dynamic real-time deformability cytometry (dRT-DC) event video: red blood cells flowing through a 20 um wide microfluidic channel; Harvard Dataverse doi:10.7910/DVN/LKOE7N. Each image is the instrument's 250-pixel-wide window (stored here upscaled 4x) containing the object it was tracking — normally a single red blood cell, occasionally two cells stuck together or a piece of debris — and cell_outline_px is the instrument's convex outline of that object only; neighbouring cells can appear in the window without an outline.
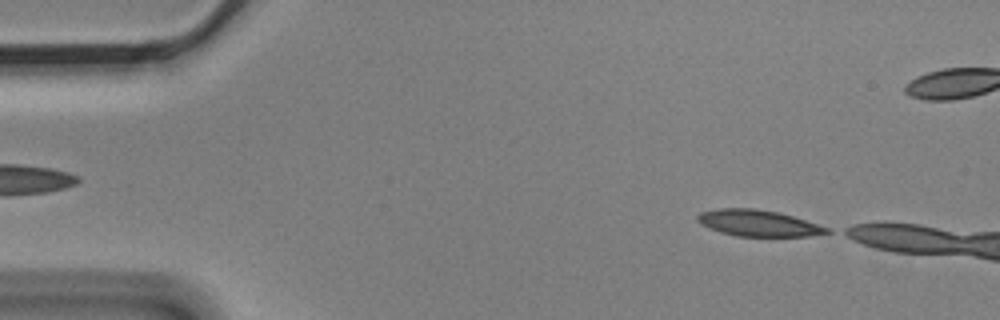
{"species": "Egyptian fruit bat (a non-hibernating species)", "species_latin": "Rousettus aegyptiacus", "temperature_condition": "cold", "stored_images_in_passage": 2, "segment_of_instrument_passage": [2, 2], "camera_frame_rate_fps": 3000, "um_per_image_px": 0.085, "animal": {"sex": "male"}, "frame": {"image": 1, "passage_image": 2, "time_ms": 0.333, "image_size_px": [1000, 320], "cell_outline_px": [[832, 232], [808, 236], [736, 236], [720, 232], [708, 228], [700, 224], [696, 220], [696, 216], [700, 212], [720, 208], [756, 208], [776, 212], [792, 216], [828, 228]], "centroid_in_image_um": [64.38, 18.96], "position_along_channel_um": 20.6, "area_um2": 19.71}}